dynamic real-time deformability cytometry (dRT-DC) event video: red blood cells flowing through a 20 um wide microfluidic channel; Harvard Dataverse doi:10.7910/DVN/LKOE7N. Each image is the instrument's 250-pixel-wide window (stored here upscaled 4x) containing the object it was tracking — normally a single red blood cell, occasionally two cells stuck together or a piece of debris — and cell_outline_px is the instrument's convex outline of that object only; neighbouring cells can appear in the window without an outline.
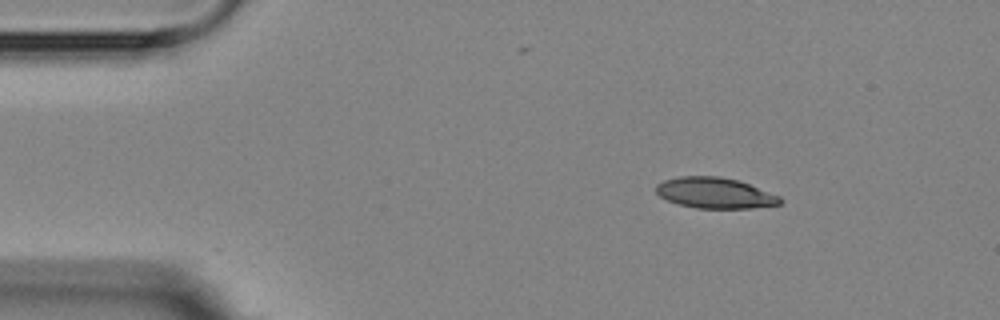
{"species": "Egyptian fruit bat (a non-hibernating species)", "species_latin": "Rousettus aegyptiacus", "temperature_condition": "room temperature", "stored_images_in_passage": 3, "camera_frame_rate_fps": 3000, "um_per_image_px": 0.085, "animal": {"sex": "female"}, "frame": {"image": 1, "passage_image": 1, "time_ms": 0.0, "image_size_px": [1000, 320], "cell_outline_px": [[784, 200], [780, 204], [748, 208], [696, 208], [680, 204], [668, 200], [660, 196], [656, 192], [656, 184], [664, 180], [680, 176], [720, 176], [740, 180], [780, 196]], "centroid_in_image_um": [60.79, 16.39], "position_along_channel_um": 24.2, "area_um2": 22.25}}